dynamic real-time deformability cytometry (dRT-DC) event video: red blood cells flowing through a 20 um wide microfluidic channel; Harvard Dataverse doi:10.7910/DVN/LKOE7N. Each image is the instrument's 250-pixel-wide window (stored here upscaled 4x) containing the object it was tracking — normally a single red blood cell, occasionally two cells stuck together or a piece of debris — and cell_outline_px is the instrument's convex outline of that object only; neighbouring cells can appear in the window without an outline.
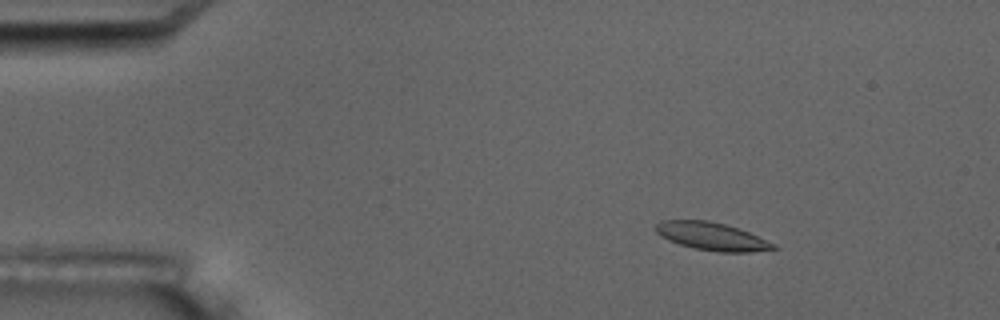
{"species": "common noctule bat (a hibernating species)", "species_latin": "Nyctalus noctula", "temperature_condition": "room temperature", "stored_images_in_passage": 12, "camera_frame_rate_fps": 3000, "um_per_image_px": 0.085, "animal": {"sex": "male", "body_mass_g": 17.5, "forearm_length_mm": 52.3}, "frame": {"image": 1, "passage_image": 3, "time_ms": 2.333, "image_size_px": [1000, 320], "cell_outline_px": [[780, 248], [752, 252], [720, 252], [696, 248], [680, 244], [668, 240], [660, 236], [652, 228], [660, 220], [708, 220], [724, 224], [748, 232], [776, 244]], "centroid_in_image_um": [60.48, 20.09], "position_along_channel_um": 24.5, "area_um2": 19.07}}
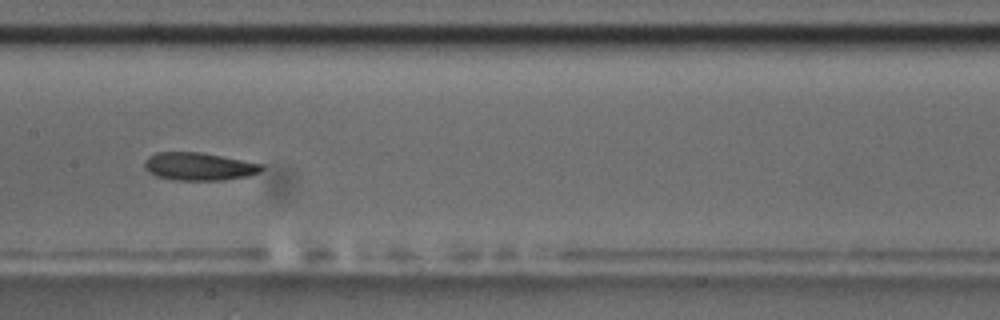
{"frame": {"image": 2, "passage_image": 9, "time_ms": 9.333, "image_size_px": [1000, 320], "cell_outline_px": [[264, 168], [260, 172], [248, 176], [224, 180], [176, 180], [156, 176], [148, 172], [144, 168], [144, 160], [148, 156], [156, 152], [200, 152], [264, 164]], "centroid_in_image_um": [16.9, 14.15], "position_along_channel_um": 190.5, "area_um2": 19.13}}